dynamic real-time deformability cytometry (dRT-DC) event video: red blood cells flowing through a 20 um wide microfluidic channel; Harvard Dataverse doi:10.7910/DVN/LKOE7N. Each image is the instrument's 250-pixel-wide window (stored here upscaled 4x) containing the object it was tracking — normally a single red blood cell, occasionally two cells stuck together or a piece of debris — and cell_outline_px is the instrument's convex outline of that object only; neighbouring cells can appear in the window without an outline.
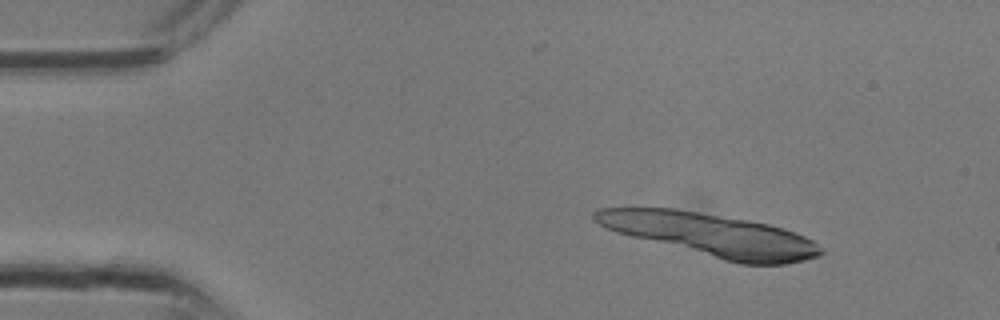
{"species": "common noctule bat (a hibernating species)", "species_latin": "Nyctalus noctula", "temperature_condition": "room temperature", "stored_images_in_passage": 13, "segment_of_instrument_passage": [2, 4], "camera_frame_rate_fps": 3000, "um_per_image_px": 0.085, "animal": {"sex": "male", "body_mass_g": 13.3}, "frame": {"image": 1, "passage_image": 4, "time_ms": 1.0, "image_size_px": [1000, 320], "cell_outline_px": [[816, 252], [808, 256], [796, 260], [772, 264], [756, 264], [732, 260], [720, 256], [696, 244], [700, 244], [804, 248]], "centroid_in_image_um": [64.47, 21.54], "position_along_channel_um": 20.5, "area_um2": 10.58}}